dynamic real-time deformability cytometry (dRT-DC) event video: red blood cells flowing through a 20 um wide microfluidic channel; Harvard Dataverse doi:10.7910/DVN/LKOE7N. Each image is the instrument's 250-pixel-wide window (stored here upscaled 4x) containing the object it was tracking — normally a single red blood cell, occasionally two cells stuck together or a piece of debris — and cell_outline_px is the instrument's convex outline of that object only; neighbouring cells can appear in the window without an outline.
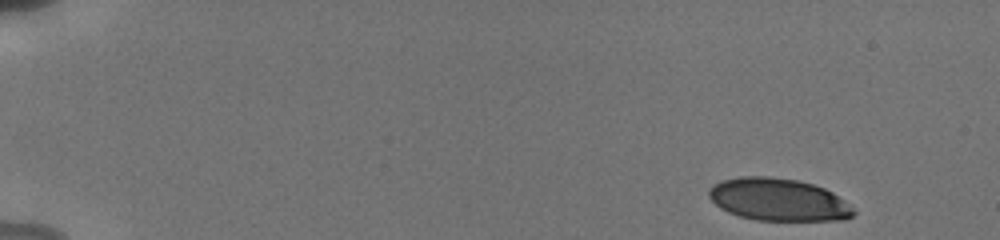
{"species": "human", "species_latin": "Homo sapiens", "temperature_condition": "cold", "stored_images_in_passage": 43, "camera_frame_rate_fps": 3000, "um_per_image_px": 0.085, "donor": {"sex": "male"}, "frame": {"image": 1, "passage_image": 1, "time_ms": 0.0, "image_size_px": [1000, 240], "cell_outline_px": [[856, 212], [852, 216], [844, 220], [756, 220], [740, 216], [728, 212], [720, 208], [708, 196], [708, 188], [712, 184], [720, 180], [740, 176], [768, 176], [796, 180], [812, 184], [824, 188], [832, 192], [852, 208]], "centroid_in_image_um": [66.1, 16.96], "position_along_channel_um": 18.9, "area_um2": 35.72}}
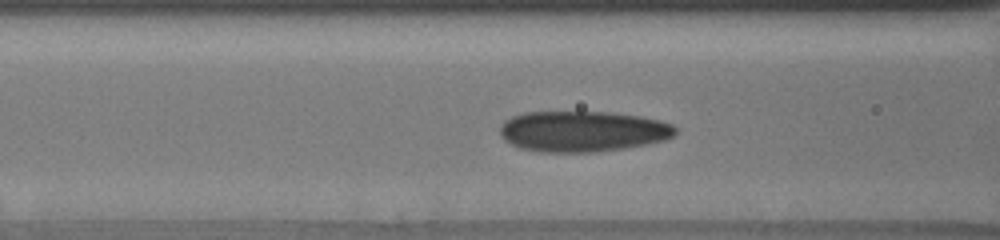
{"frame": {"image": 2, "passage_image": 18, "time_ms": 6.333, "image_size_px": [1000, 240], "cell_outline_px": [[676, 132], [672, 136], [664, 140], [624, 148], [592, 152], [540, 152], [520, 148], [504, 140], [500, 132], [500, 128], [504, 120], [512, 116], [524, 112], [608, 112], [640, 116], [672, 124], [676, 128]], "centroid_in_image_um": [49.48, 11.16], "position_along_channel_um": 117.1, "area_um2": 41.5}}
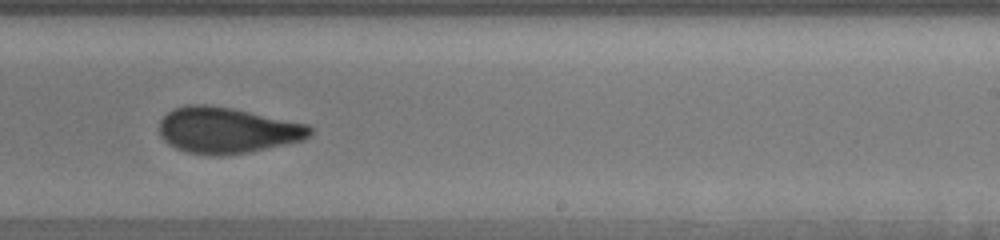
{"frame": {"image": 3, "passage_image": 34, "time_ms": 10.333, "image_size_px": [1000, 240], "cell_outline_px": [[312, 136], [304, 140], [248, 152], [220, 156], [212, 156], [184, 152], [168, 144], [160, 136], [160, 120], [172, 108], [188, 104], [204, 104], [232, 108], [308, 124], [312, 128]], "centroid_in_image_um": [19.29, 11.08], "position_along_channel_um": 269.7, "area_um2": 40.63}}